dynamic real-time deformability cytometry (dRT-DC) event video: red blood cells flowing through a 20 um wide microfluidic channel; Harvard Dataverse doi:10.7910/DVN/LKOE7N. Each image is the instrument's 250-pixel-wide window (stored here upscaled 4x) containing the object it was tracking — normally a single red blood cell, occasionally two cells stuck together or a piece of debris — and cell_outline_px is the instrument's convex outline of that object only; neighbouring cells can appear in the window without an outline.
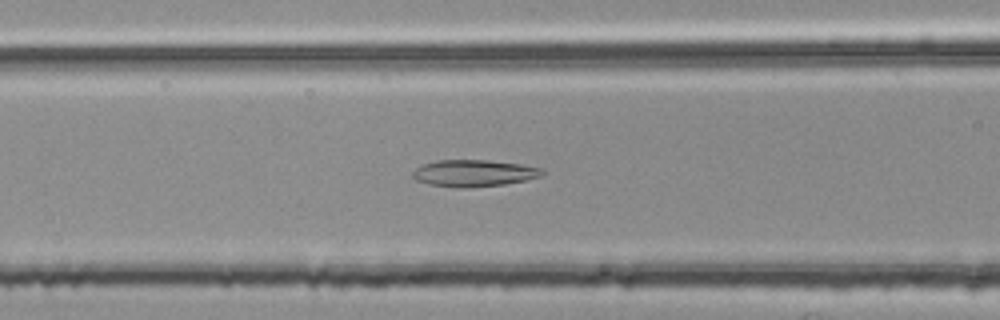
{"species": "common noctule bat (a hibernating species)", "species_latin": "Nyctalus noctula", "temperature_condition": "room temperature", "stored_images_in_passage": 46, "camera_frame_rate_fps": 3000, "um_per_image_px": 0.085, "animal": {"sex": "female", "body_mass_g": 25.1}, "frame": {"image": 1, "passage_image": 15, "time_ms": 4.667, "image_size_px": [1000, 320], "cell_outline_px": [[544, 172], [540, 176], [524, 180], [504, 184], [460, 188], [428, 184], [416, 180], [412, 176], [412, 172], [420, 164], [436, 160], [488, 160], [520, 164], [540, 168]], "centroid_in_image_um": [40.21, 14.71], "position_along_channel_um": 126.4, "area_um2": 20.06}}
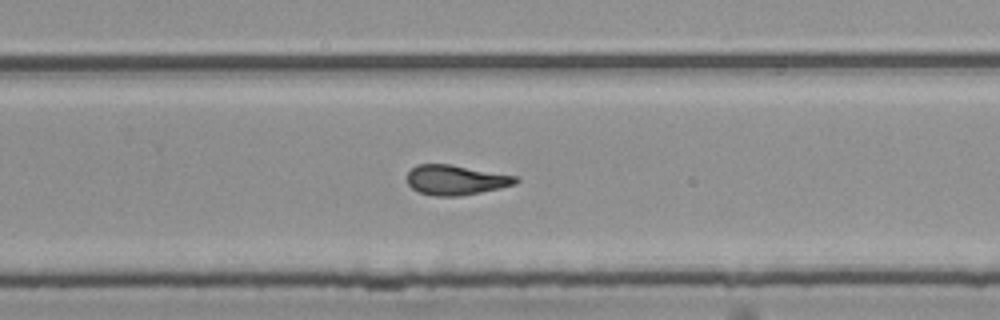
{"frame": {"image": 2, "passage_image": 28, "time_ms": 9.0, "image_size_px": [1000, 320], "cell_outline_px": [[520, 180], [516, 184], [500, 188], [460, 196], [436, 196], [420, 192], [412, 188], [408, 184], [408, 172], [416, 164], [452, 164], [516, 176]], "centroid_in_image_um": [38.75, 15.29], "position_along_channel_um": 291.0, "area_um2": 18.9}}
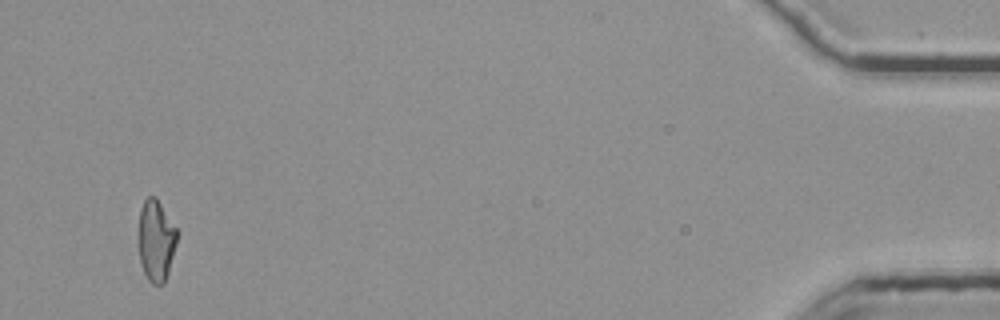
{"frame": {"image": 3, "passage_image": 45, "time_ms": 14.667, "image_size_px": [1000, 320], "cell_outline_px": [[176, 244], [168, 272], [164, 284], [152, 284], [148, 280], [144, 272], [140, 260], [140, 208], [144, 200], [148, 196], [156, 196], [176, 228]], "centroid_in_image_um": [13.27, 20.44], "position_along_channel_um": 421.9, "area_um2": 17.8}, "authors_computed_cell_mechanics": {"area_um2": 19.1607, "velocity_mm_per_s": 3.8182, "shape_relaxation_time_tau1_ms": null, "shape_relaxation_time_tau2_ms": 2.5888, "deformation_change_tau1": null, "deformation_change_tau2": 0.1226}}